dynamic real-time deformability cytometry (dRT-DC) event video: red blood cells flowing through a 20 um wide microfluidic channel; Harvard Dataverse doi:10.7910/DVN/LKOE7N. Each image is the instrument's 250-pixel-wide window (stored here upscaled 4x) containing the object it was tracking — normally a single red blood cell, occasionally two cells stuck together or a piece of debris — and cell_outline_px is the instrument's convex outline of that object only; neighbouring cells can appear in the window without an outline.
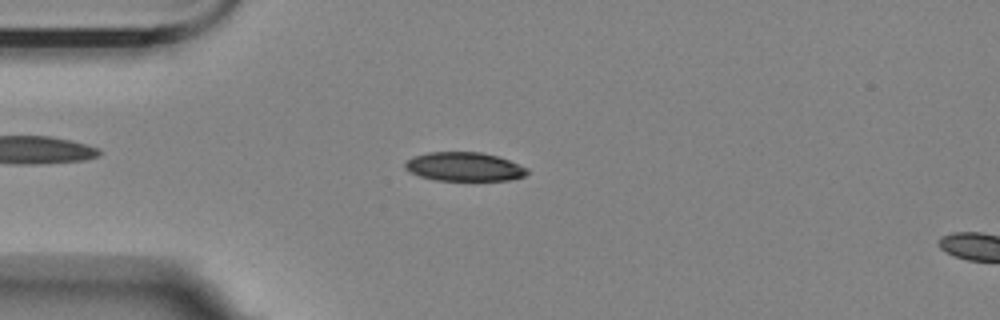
{"species": "Egyptian fruit bat (a non-hibernating species)", "species_latin": "Rousettus aegyptiacus", "temperature_condition": "room temperature", "stored_images_in_passage": 17, "camera_frame_rate_fps": 3000, "um_per_image_px": 0.085, "animal": {"sex": "female"}, "frame": {"image": 1, "passage_image": 12, "time_ms": 3.667, "image_size_px": [1000, 320], "cell_outline_px": [[528, 172], [524, 176], [508, 180], [436, 180], [420, 176], [404, 168], [404, 164], [412, 156], [428, 152], [480, 152], [500, 156], [528, 168]], "centroid_in_image_um": [39.47, 14.16], "position_along_channel_um": 45.5, "area_um2": 20.52}}
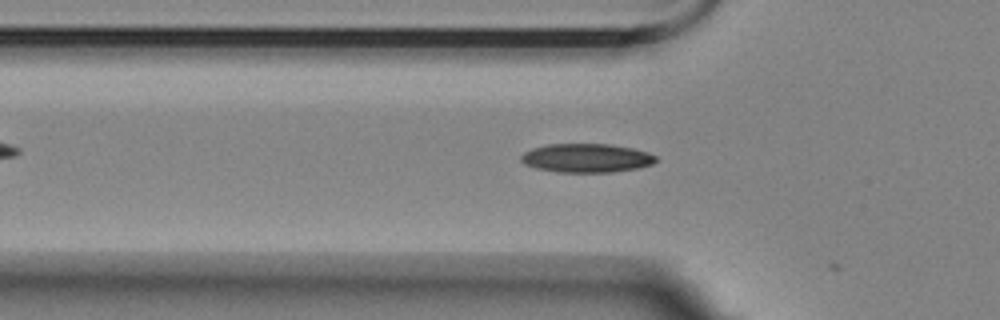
{"frame": {"image": 2, "passage_image": 16, "time_ms": 5.0, "image_size_px": [1000, 320], "cell_outline_px": [[656, 160], [652, 164], [636, 168], [612, 172], [556, 172], [536, 168], [524, 164], [520, 160], [520, 156], [524, 152], [532, 148], [548, 144], [608, 144], [632, 148], [648, 152], [656, 156]], "centroid_in_image_um": [49.81, 13.43], "position_along_channel_um": 76.0, "area_um2": 22.6}}